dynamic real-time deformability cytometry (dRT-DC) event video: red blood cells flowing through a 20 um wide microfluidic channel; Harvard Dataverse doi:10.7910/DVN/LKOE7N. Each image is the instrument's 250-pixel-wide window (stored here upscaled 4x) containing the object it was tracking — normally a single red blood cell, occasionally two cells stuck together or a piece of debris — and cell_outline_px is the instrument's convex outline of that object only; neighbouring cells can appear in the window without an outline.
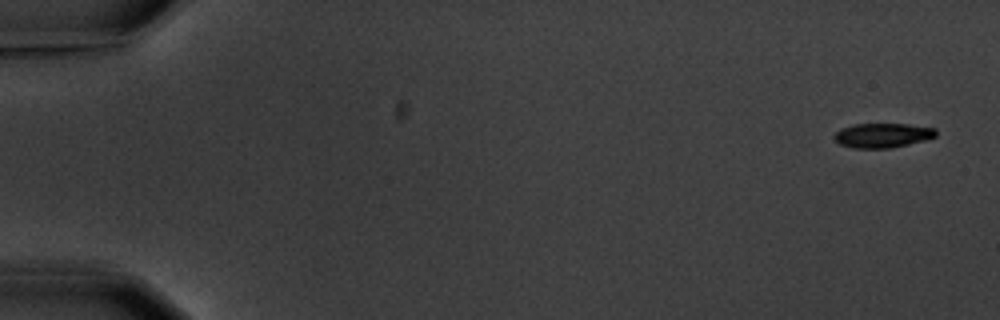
{"species": "common noctule bat (a hibernating species)", "species_latin": "Nyctalus noctula", "temperature_condition": "warm", "stored_images_in_passage": 6, "camera_frame_rate_fps": 3000, "um_per_image_px": 0.085, "animal": {"sex": "male", "body_mass_g": 20.1, "forearm_length_mm": 53.5}, "frame": {"image": 1, "passage_image": 1, "time_ms": 0.0, "image_size_px": [1000, 320], "cell_outline_px": [[936, 136], [928, 140], [892, 148], [856, 148], [840, 144], [832, 136], [840, 128], [856, 124], [908, 124], [936, 128]], "centroid_in_image_um": [75.05, 11.51], "position_along_channel_um": 10.0, "area_um2": 14.62}}
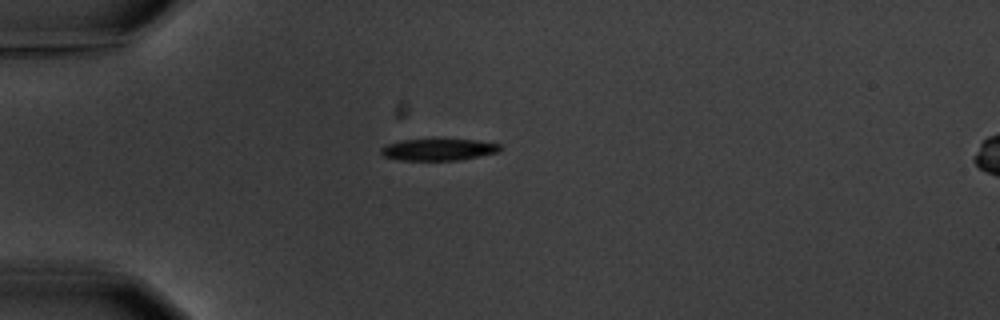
{"frame": {"image": 2, "passage_image": 5, "time_ms": 4.667, "image_size_px": [1000, 320], "cell_outline_px": [[500, 152], [460, 160], [400, 160], [384, 156], [380, 152], [380, 148], [388, 144], [400, 140], [476, 140], [500, 144]], "centroid_in_image_um": [37.27, 12.72], "position_along_channel_um": 47.7, "area_um2": 14.91}}